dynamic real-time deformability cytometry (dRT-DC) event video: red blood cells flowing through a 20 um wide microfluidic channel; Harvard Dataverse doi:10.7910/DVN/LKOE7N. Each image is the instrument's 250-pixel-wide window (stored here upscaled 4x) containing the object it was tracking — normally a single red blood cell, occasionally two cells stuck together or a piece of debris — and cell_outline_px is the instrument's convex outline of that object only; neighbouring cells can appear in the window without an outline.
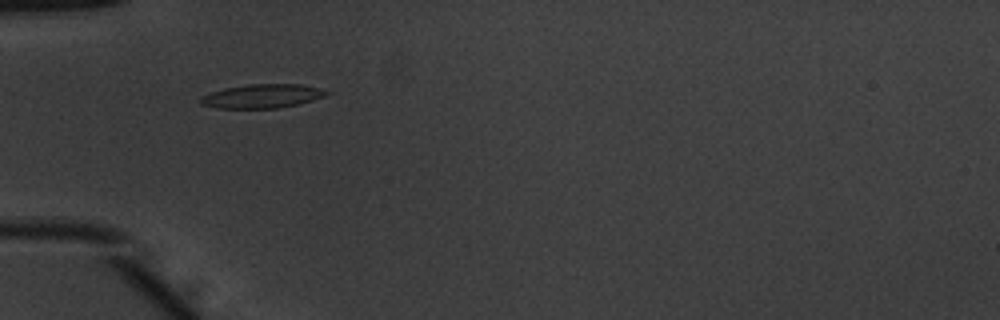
{"species": "common noctule bat (a hibernating species)", "species_latin": "Nyctalus noctula", "temperature_condition": "warm", "stored_images_in_passage": 37, "camera_frame_rate_fps": 3000, "um_per_image_px": 0.085, "animal": {"sex": "male", "body_mass_g": 20.1, "forearm_length_mm": 53.5}, "frame": {"image": 1, "passage_image": 2, "time_ms": 0.333, "image_size_px": [1000, 320], "cell_outline_px": [[332, 92], [324, 96], [300, 104], [276, 108], [216, 108], [200, 104], [200, 96], [208, 92], [224, 88], [248, 84], [300, 84], [320, 88]], "centroid_in_image_um": [22.25, 8.16], "position_along_channel_um": 62.7, "area_um2": 17.69}}
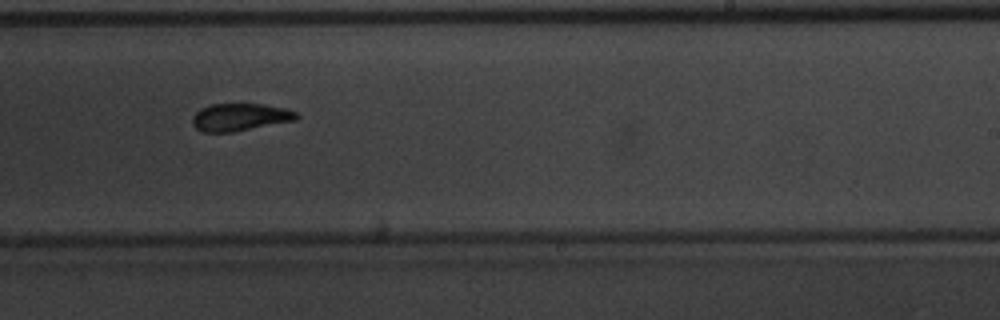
{"frame": {"image": 2, "passage_image": 18, "time_ms": 5.667, "image_size_px": [1000, 320], "cell_outline_px": [[300, 116], [296, 120], [232, 132], [200, 132], [192, 124], [192, 116], [200, 108], [212, 104], [264, 104], [284, 108], [296, 112]], "centroid_in_image_um": [20.37, 9.96], "position_along_channel_um": 268.6, "area_um2": 16.7}}
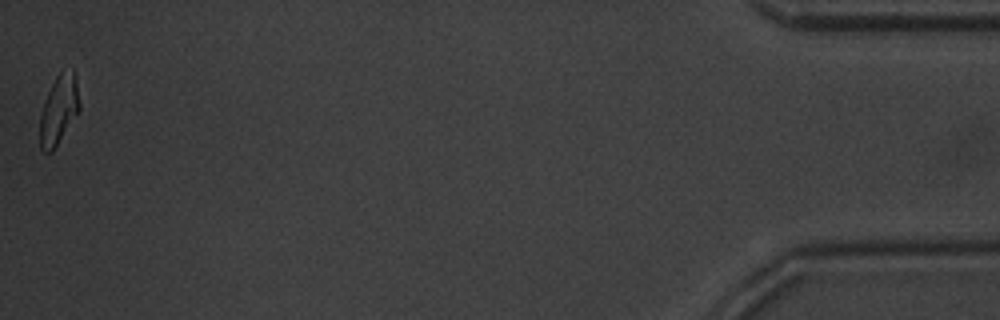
{"frame": {"image": 3, "passage_image": 37, "time_ms": 12.0, "image_size_px": [1000, 320], "cell_outline_px": [[80, 112], [52, 152], [44, 152], [40, 148], [40, 116], [48, 92], [56, 76], [60, 72], [72, 68], [76, 76], [80, 104]], "centroid_in_image_um": [5.03, 9.34], "position_along_channel_um": 430.2, "area_um2": 16.07}, "authors_computed_cell_mechanics": {"area_um2": 17.1088, "velocity_mm_per_s": 3.9211, "shape_relaxation_time_tau1_ms": 3.4716, "shape_relaxation_time_tau2_ms": 2.4213, "deformation_change_tau1": 0.1743, "deformation_change_tau2": 0.1085}}